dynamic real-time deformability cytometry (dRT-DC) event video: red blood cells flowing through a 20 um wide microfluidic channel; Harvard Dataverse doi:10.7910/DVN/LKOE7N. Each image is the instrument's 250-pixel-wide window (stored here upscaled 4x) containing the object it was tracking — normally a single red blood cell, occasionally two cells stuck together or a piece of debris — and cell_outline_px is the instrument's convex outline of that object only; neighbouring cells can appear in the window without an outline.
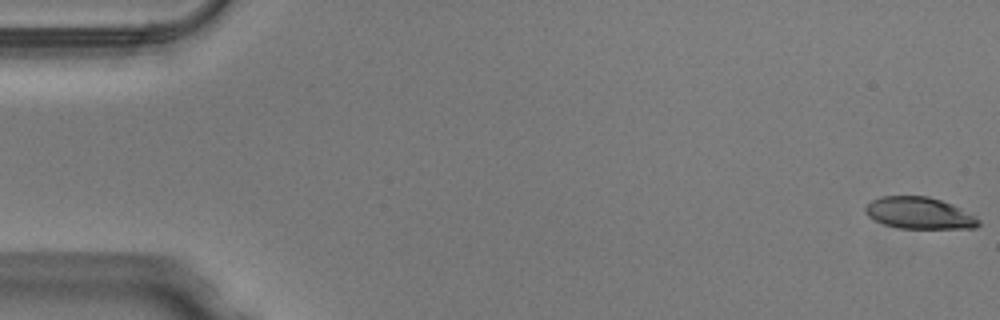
{"species": "Egyptian fruit bat (a non-hibernating species)", "species_latin": "Rousettus aegyptiacus", "temperature_condition": "warm", "stored_images_in_passage": 51, "camera_frame_rate_fps": 3000, "um_per_image_px": 0.085, "animal": {"sex": "male"}, "frame": {"image": 1, "passage_image": 1, "time_ms": 0.0, "image_size_px": [1000, 320], "cell_outline_px": [[980, 224], [976, 228], [896, 228], [884, 224], [868, 216], [864, 212], [864, 208], [872, 200], [880, 196], [928, 196], [952, 204], [976, 216], [980, 220]], "centroid_in_image_um": [78.14, 18.11], "position_along_channel_um": 6.9, "area_um2": 20.92}}
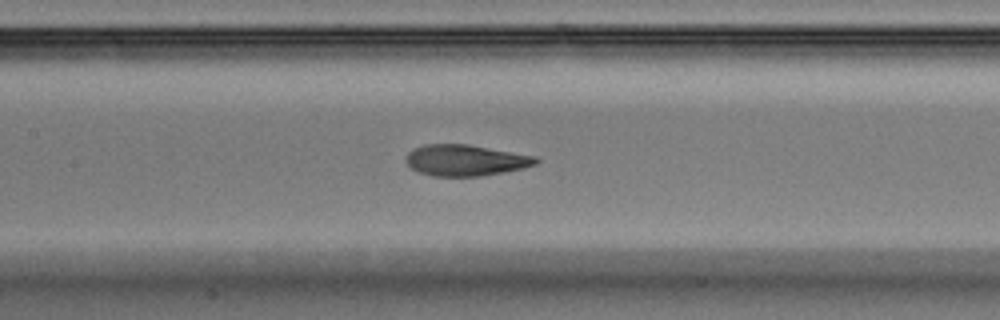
{"frame": {"image": 2, "passage_image": 24, "time_ms": 7.667, "image_size_px": [1000, 320], "cell_outline_px": [[540, 160], [536, 164], [524, 168], [504, 172], [480, 176], [432, 176], [416, 172], [404, 160], [404, 156], [412, 148], [424, 144], [468, 144], [536, 156]], "centroid_in_image_um": [39.53, 13.62], "position_along_channel_um": 167.9, "area_um2": 23.87}}
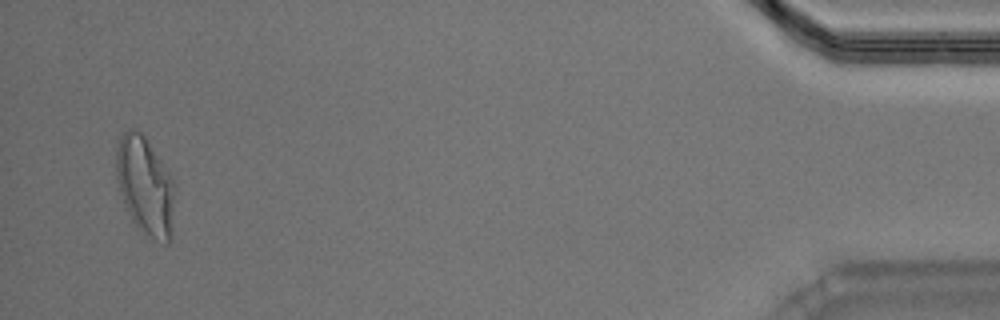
{"frame": {"image": 3, "passage_image": 49, "time_ms": 16.0, "image_size_px": [1000, 320], "cell_outline_px": [[172, 236], [168, 244], [156, 240], [136, 228], [132, 220], [120, 192], [116, 176], [116, 148], [120, 136], [128, 128], [132, 128], [140, 132], [144, 136], [168, 172], [172, 180]], "centroid_in_image_um": [12.29, 15.8], "position_along_channel_um": 422.9, "area_um2": 32.77}, "authors_computed_cell_mechanics": {"area_um2": 23.8136, "velocity_mm_per_s": 4.0309, "shape_relaxation_time_tau1_ms": 6.4474, "shape_relaxation_time_tau2_ms": 1.3273, "deformation_change_tau1": 0.2416, "deformation_change_tau2": 0.0867}}